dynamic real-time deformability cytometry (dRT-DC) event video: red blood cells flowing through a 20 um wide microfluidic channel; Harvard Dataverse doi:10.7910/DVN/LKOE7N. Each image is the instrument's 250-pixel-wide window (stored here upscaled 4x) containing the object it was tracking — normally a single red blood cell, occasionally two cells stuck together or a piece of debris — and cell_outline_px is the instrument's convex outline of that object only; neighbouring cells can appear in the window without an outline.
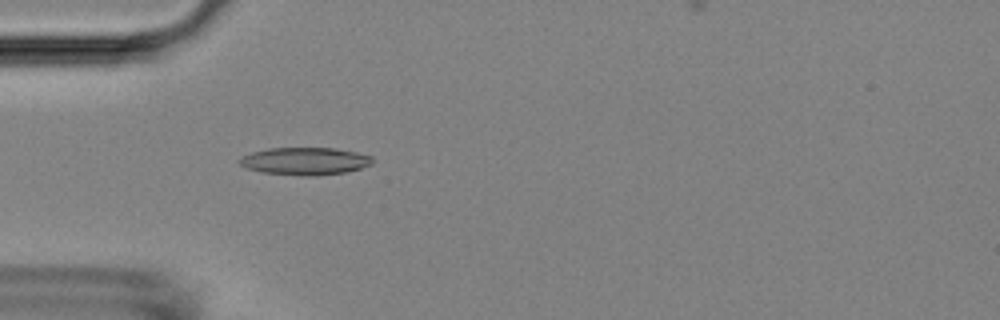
{"species": "Egyptian fruit bat (a non-hibernating species)", "species_latin": "Rousettus aegyptiacus", "temperature_condition": "room temperature", "stored_images_in_passage": 52, "camera_frame_rate_fps": 3000, "um_per_image_px": 0.085, "animal": {"sex": "female"}, "frame": {"image": 1, "passage_image": 15, "time_ms": 4.667, "image_size_px": [1000, 320], "cell_outline_px": [[372, 164], [360, 168], [344, 172], [316, 176], [300, 176], [260, 172], [244, 168], [236, 160], [252, 152], [268, 148], [336, 148], [356, 152], [372, 156]], "centroid_in_image_um": [25.88, 13.7], "position_along_channel_um": 59.1, "area_um2": 21.44}}
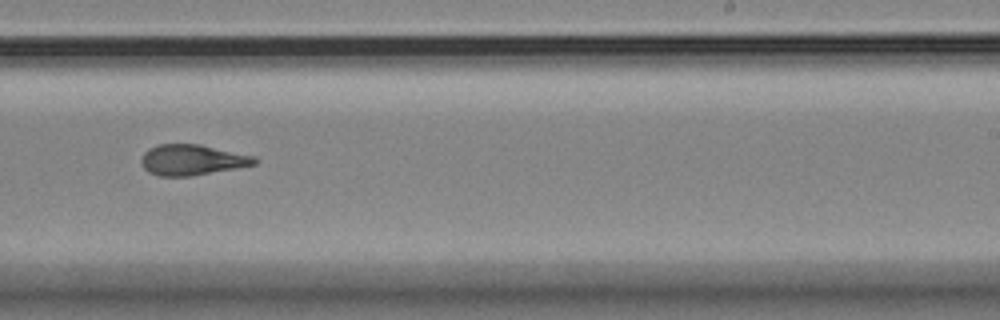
{"frame": {"image": 2, "passage_image": 32, "time_ms": 10.333, "image_size_px": [1000, 320], "cell_outline_px": [[256, 164], [236, 168], [192, 176], [156, 176], [148, 172], [144, 168], [140, 160], [144, 152], [148, 148], [156, 144], [200, 144], [256, 156]], "centroid_in_image_um": [16.3, 13.58], "position_along_channel_um": 272.7, "area_um2": 20.4}}
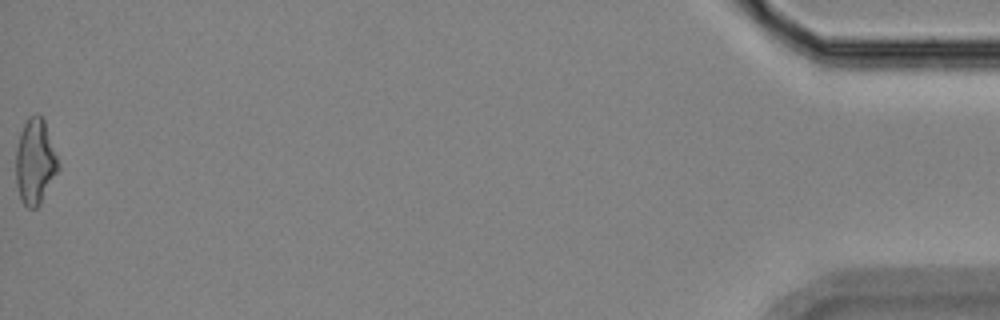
{"frame": {"image": 3, "passage_image": 52, "time_ms": 17.0, "image_size_px": [1000, 320], "cell_outline_px": [[60, 168], [40, 204], [36, 208], [28, 208], [20, 200], [16, 184], [16, 148], [20, 132], [28, 116], [36, 112], [44, 120], [60, 164]], "centroid_in_image_um": [2.98, 13.74], "position_along_channel_um": 432.2, "area_um2": 21.27}, "authors_computed_cell_mechanics": {"area_um2": 20.1722, "velocity_mm_per_s": 3.8168, "shape_relaxation_time_tau1_ms": 5.3556, "shape_relaxation_time_tau2_ms": 1.9608, "deformation_change_tau1": 0.1718, "deformation_change_tau2": 0.1108}}